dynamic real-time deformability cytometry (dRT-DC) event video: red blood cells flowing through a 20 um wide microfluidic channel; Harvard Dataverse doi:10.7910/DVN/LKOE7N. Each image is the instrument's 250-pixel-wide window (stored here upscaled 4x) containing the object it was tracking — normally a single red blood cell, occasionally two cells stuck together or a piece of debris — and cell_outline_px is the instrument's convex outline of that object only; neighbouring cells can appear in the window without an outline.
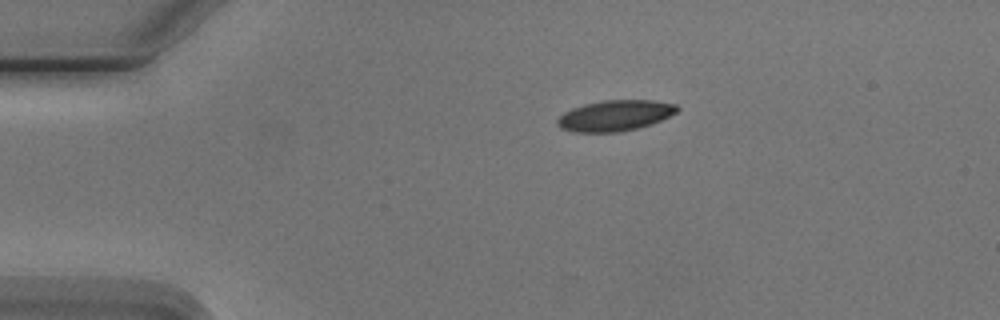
{"species": "Egyptian fruit bat (a non-hibernating species)", "species_latin": "Rousettus aegyptiacus", "temperature_condition": "cold", "stored_images_in_passage": 2, "camera_frame_rate_fps": 3000, "um_per_image_px": 0.085, "animal": {"sex": "male"}, "frame": {"image": 1, "passage_image": 1, "time_ms": 0.0, "image_size_px": [1000, 320], "cell_outline_px": [[680, 108], [676, 112], [652, 124], [636, 128], [616, 132], [572, 132], [560, 128], [556, 124], [556, 120], [564, 112], [572, 108], [584, 104], [604, 100], [652, 100], [676, 104]], "centroid_in_image_um": [52.25, 9.82], "position_along_channel_um": 32.8, "area_um2": 21.44}}